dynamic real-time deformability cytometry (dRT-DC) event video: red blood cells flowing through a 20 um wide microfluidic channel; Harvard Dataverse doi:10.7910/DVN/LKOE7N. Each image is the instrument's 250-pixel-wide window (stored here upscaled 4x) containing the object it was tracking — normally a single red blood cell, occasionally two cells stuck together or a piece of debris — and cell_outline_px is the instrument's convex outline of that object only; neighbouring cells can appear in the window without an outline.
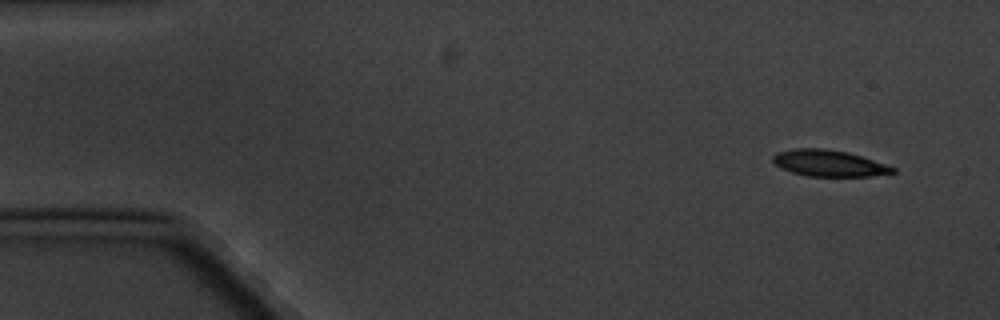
{"species": "common noctule bat (a hibernating species)", "species_latin": "Nyctalus noctula", "temperature_condition": "cold", "stored_images_in_passage": 5, "camera_frame_rate_fps": 3000, "um_per_image_px": 0.085, "animal": {"sex": "male", "body_mass_g": 20.1, "forearm_length_mm": 53.5}, "frame": {"image": 1, "passage_image": 1, "time_ms": 0.0, "image_size_px": [1000, 320], "cell_outline_px": [[896, 172], [872, 176], [808, 176], [792, 172], [776, 164], [772, 160], [772, 156], [776, 152], [796, 148], [824, 148], [848, 152], [896, 168]], "centroid_in_image_um": [70.44, 13.87], "position_along_channel_um": 14.6, "area_um2": 18.21}}
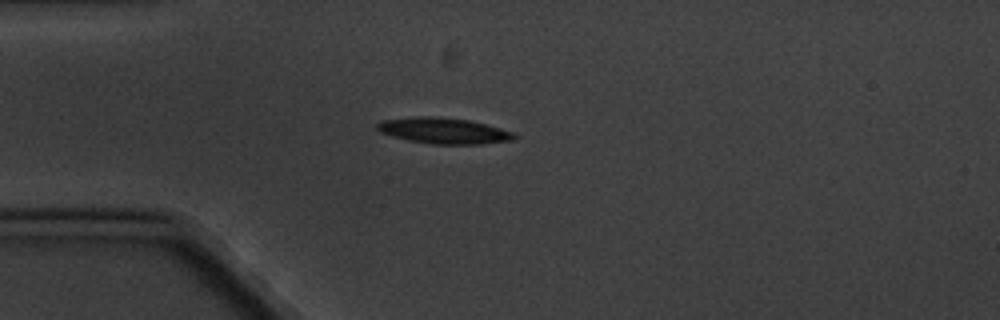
{"frame": {"image": 2, "passage_image": 4, "time_ms": 3.667, "image_size_px": [1000, 320], "cell_outline_px": [[516, 136], [512, 140], [480, 144], [432, 144], [408, 140], [392, 136], [380, 132], [376, 128], [376, 124], [380, 120], [416, 116], [436, 116], [468, 120], [484, 124], [512, 132]], "centroid_in_image_um": [37.63, 11.1], "position_along_channel_um": 47.4, "area_um2": 20.58}}